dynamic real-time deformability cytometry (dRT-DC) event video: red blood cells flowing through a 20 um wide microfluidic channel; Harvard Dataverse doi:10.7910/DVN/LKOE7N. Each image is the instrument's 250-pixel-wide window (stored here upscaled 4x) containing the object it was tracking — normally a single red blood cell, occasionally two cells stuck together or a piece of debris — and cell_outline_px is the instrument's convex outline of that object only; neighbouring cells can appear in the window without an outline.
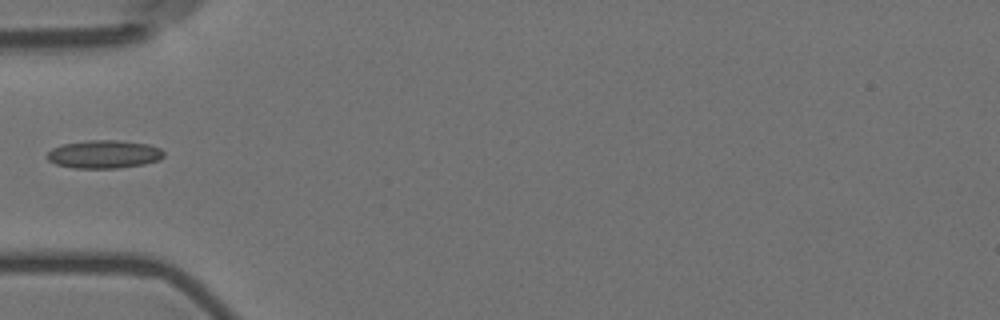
{"species": "Egyptian fruit bat (a non-hibernating species)", "species_latin": "Rousettus aegyptiacus", "temperature_condition": "room temperature", "stored_images_in_passage": 8, "camera_frame_rate_fps": 3000, "um_per_image_px": 0.085, "animal": {"sex": "female"}, "frame": {"image": 1, "passage_image": 5, "time_ms": 5.667, "image_size_px": [1000, 320], "cell_outline_px": [[164, 156], [160, 160], [144, 164], [116, 168], [72, 168], [56, 164], [48, 160], [44, 156], [52, 148], [64, 144], [88, 140], [120, 140], [148, 144], [160, 148], [164, 152]], "centroid_in_image_um": [8.84, 13.11], "position_along_channel_um": 76.2, "area_um2": 19.25}}
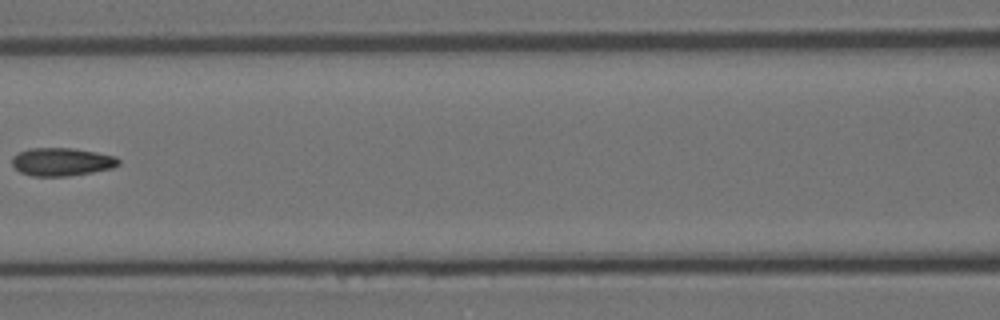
{"frame": {"image": 2, "passage_image": 7, "time_ms": 8.0, "image_size_px": [1000, 320], "cell_outline_px": [[120, 164], [112, 168], [92, 172], [68, 176], [32, 176], [20, 172], [12, 164], [12, 156], [28, 148], [72, 148], [96, 152], [116, 156], [120, 160]], "centroid_in_image_um": [5.26, 13.75], "position_along_channel_um": 161.3, "area_um2": 17.46}}
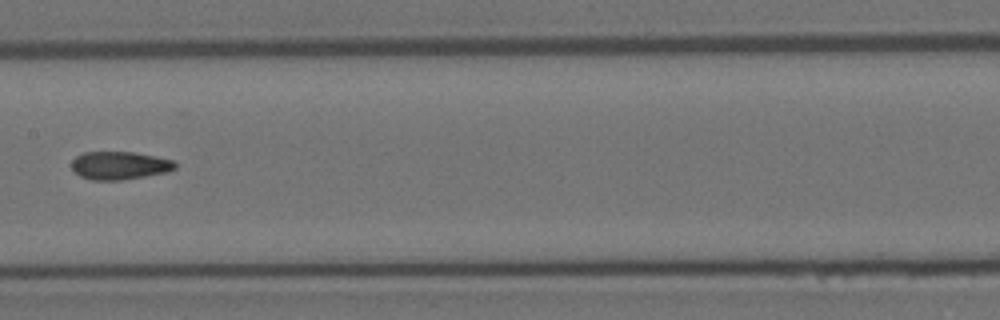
{"frame": {"image": 3, "passage_image": 8, "time_ms": 9.0, "image_size_px": [1000, 320], "cell_outline_px": [[176, 168], [168, 172], [120, 180], [92, 180], [80, 176], [72, 168], [72, 160], [76, 156], [84, 152], [132, 152], [156, 156], [172, 160], [176, 164]], "centroid_in_image_um": [10.16, 14.06], "position_along_channel_um": 197.2, "area_um2": 16.82}}